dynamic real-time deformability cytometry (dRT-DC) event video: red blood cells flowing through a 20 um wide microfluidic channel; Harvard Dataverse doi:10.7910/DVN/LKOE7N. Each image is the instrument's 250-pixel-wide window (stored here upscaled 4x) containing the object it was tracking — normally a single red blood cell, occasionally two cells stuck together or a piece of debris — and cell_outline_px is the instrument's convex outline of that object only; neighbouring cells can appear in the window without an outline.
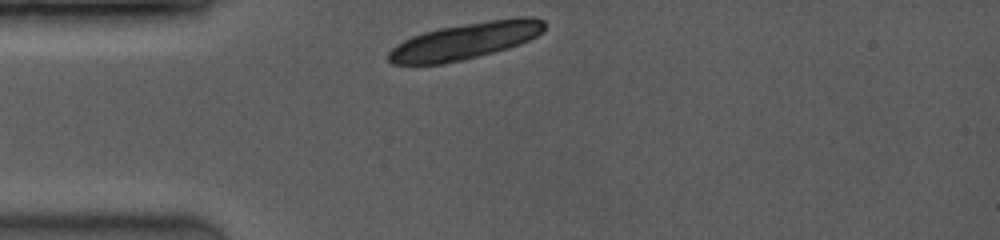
{"species": "common noctule bat (a hibernating species)", "species_latin": "Nyctalus noctula", "temperature_condition": "room temperature", "stored_images_in_passage": 2, "camera_frame_rate_fps": 3500, "um_per_image_px": 0.085, "animal": {"sex": "female", "body_mass_g": 19.0, "forearm_length_mm": 53.3}, "frame": {"image": 1, "passage_image": 1, "time_ms": 0.0, "image_size_px": [1000, 240], "cell_outline_px": [[544, 28], [536, 36], [520, 44], [508, 48], [460, 60], [440, 64], [392, 64], [388, 60], [388, 52], [396, 44], [412, 36], [424, 32], [440, 28], [488, 20], [516, 16], [532, 16], [544, 20]], "centroid_in_image_um": [39.55, 3.46], "position_along_channel_um": 45.5, "area_um2": 32.95}}